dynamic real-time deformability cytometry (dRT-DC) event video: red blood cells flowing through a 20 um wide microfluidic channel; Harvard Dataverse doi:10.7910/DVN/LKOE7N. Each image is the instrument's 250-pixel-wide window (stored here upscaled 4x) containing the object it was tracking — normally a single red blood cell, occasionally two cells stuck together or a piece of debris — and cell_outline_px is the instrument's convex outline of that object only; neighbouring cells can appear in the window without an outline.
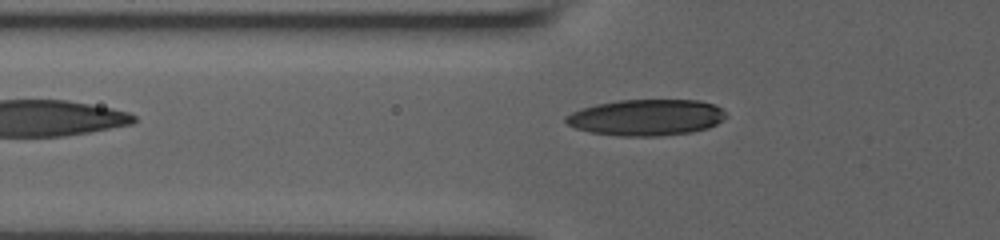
{"species": "human", "species_latin": "Homo sapiens", "temperature_condition": "room temperature", "stored_images_in_passage": 14, "segment_of_instrument_passage": [2, 2], "camera_frame_rate_fps": 3000, "um_per_image_px": 0.085, "donor": {"sex": "male"}, "frame": {"image": 1, "passage_image": 14, "time_ms": 7.333, "image_size_px": [1000, 240], "cell_outline_px": [[728, 116], [716, 124], [708, 128], [688, 132], [656, 136], [620, 136], [592, 132], [576, 128], [568, 124], [564, 120], [564, 116], [572, 112], [596, 104], [620, 100], [700, 100], [716, 104]], "centroid_in_image_um": [54.95, 9.97], "position_along_channel_um": 70.8, "area_um2": 33.64}}